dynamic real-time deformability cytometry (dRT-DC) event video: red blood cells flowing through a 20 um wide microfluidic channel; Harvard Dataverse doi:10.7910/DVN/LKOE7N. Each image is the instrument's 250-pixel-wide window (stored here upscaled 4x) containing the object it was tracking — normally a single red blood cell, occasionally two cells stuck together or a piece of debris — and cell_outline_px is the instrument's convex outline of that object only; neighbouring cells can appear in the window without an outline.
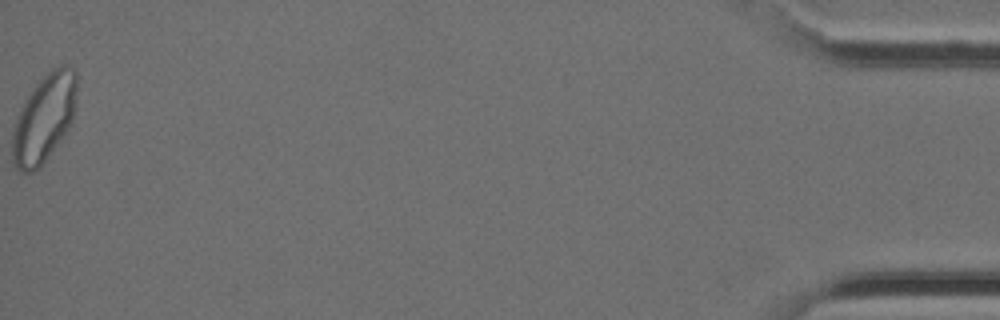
{"species": "Egyptian fruit bat (a non-hibernating species)", "species_latin": "Rousettus aegyptiacus", "temperature_condition": "cold", "stored_images_in_passage": 41, "camera_frame_rate_fps": 3000, "um_per_image_px": 0.085, "animal": {"sex": "female"}, "frame": {"image": 1, "passage_image": 41, "time_ms": 13.333, "image_size_px": [1000, 320], "cell_outline_px": [[76, 104], [72, 120], [68, 128], [60, 140], [44, 160], [32, 172], [20, 172], [12, 164], [12, 128], [24, 100], [36, 84], [52, 68], [60, 64], [64, 64], [72, 68], [76, 72]], "centroid_in_image_um": [3.73, 10.03], "position_along_channel_um": 431.5, "area_um2": 32.77}}